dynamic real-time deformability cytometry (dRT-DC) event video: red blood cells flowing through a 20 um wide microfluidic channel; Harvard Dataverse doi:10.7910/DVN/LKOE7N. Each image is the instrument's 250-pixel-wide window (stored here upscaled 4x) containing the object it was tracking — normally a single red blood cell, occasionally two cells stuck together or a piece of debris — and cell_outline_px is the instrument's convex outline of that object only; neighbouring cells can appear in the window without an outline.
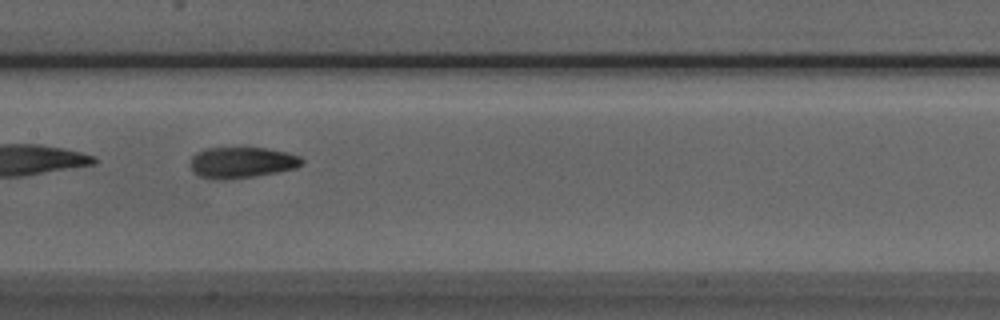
{"species": "Egyptian fruit bat (a non-hibernating species)", "species_latin": "Rousettus aegyptiacus", "temperature_condition": "room temperature", "stored_images_in_passage": 32, "camera_frame_rate_fps": 3000, "um_per_image_px": 0.085, "animal": {"sex": "male"}, "frame": {"image": 1, "passage_image": 10, "time_ms": 3.0, "image_size_px": [1000, 320], "cell_outline_px": [[304, 164], [296, 168], [276, 172], [252, 176], [220, 180], [212, 180], [200, 176], [192, 172], [192, 156], [196, 152], [204, 148], [264, 148], [288, 152], [300, 156], [304, 160]], "centroid_in_image_um": [20.56, 13.81], "position_along_channel_um": 186.8, "area_um2": 20.17}}
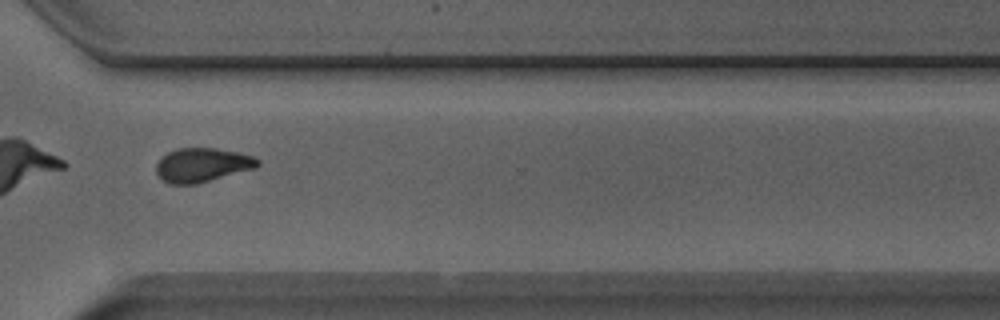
{"frame": {"image": 2, "passage_image": 23, "time_ms": 7.333, "image_size_px": [1000, 320], "cell_outline_px": [[260, 164], [256, 168], [196, 184], [168, 184], [156, 172], [156, 164], [160, 156], [176, 148], [216, 148], [240, 152], [256, 156], [260, 160]], "centroid_in_image_um": [17.21, 14.01], "position_along_channel_um": 353.4, "area_um2": 20.4}}